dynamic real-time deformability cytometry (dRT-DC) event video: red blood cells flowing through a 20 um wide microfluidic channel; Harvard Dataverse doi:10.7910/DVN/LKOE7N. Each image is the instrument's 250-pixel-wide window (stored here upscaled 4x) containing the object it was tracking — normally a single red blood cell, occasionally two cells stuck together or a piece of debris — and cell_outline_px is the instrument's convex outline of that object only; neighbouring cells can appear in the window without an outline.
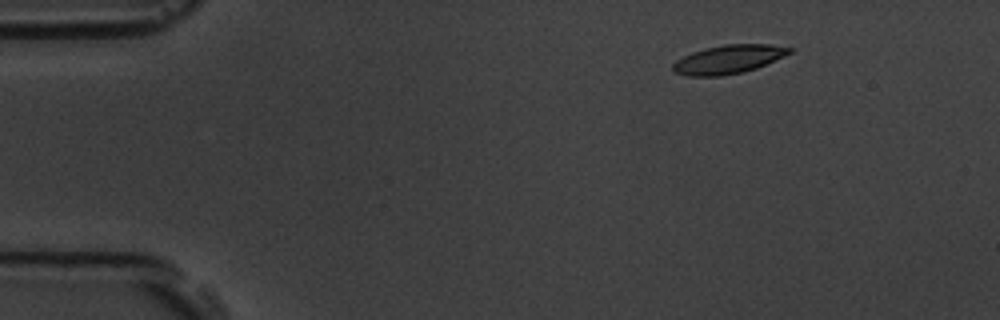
{"species": "common noctule bat (a hibernating species)", "species_latin": "Nyctalus noctula", "temperature_condition": "room temperature", "stored_images_in_passage": 4, "camera_frame_rate_fps": 3000, "um_per_image_px": 0.085, "animal": {"sex": "male", "body_mass_g": 19.5, "forearm_length_mm": 54.6}, "frame": {"image": 1, "passage_image": 1, "time_ms": 0.0, "image_size_px": [1000, 320], "cell_outline_px": [[792, 52], [756, 68], [744, 72], [720, 76], [688, 76], [672, 72], [672, 64], [676, 60], [692, 52], [704, 48], [724, 44], [772, 44], [792, 48]], "centroid_in_image_um": [61.88, 5.04], "position_along_channel_um": 23.1, "area_um2": 19.48}}
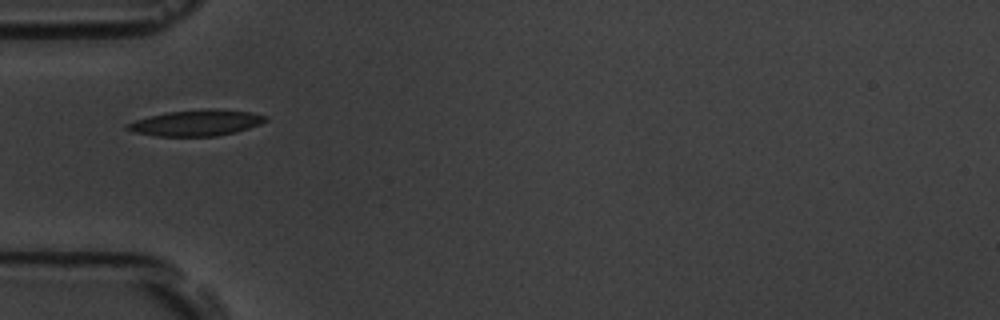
{"frame": {"image": 2, "passage_image": 4, "time_ms": 1.0, "image_size_px": [1000, 320], "cell_outline_px": [[268, 120], [260, 124], [236, 132], [216, 136], [156, 136], [132, 132], [124, 128], [124, 124], [136, 120], [168, 112], [208, 108], [220, 108], [252, 112], [268, 116]], "centroid_in_image_um": [16.71, 10.44], "position_along_channel_um": 68.3, "area_um2": 21.15}}